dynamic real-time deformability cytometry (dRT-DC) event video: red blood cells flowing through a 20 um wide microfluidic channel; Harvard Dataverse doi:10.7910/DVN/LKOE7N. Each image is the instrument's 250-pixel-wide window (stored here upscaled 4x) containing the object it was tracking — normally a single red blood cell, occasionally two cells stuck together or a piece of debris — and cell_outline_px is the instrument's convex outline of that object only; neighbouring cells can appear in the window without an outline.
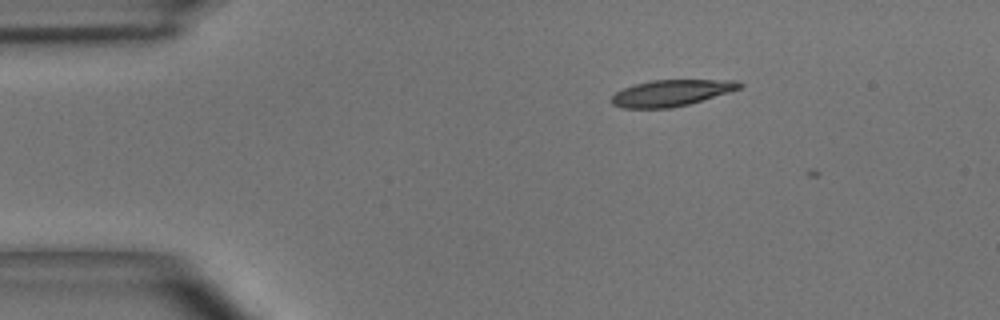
{"species": "common noctule bat (a hibernating species)", "species_latin": "Nyctalus noctula", "temperature_condition": "room temperature", "stored_images_in_passage": 3, "camera_frame_rate_fps": 3000, "um_per_image_px": 0.085, "animal": {"sex": "male", "body_mass_g": 15.6}, "frame": {"image": 1, "passage_image": 1, "time_ms": 0.0, "image_size_px": [1000, 320], "cell_outline_px": [[744, 84], [740, 88], [728, 92], [688, 104], [672, 108], [624, 108], [612, 104], [612, 96], [616, 92], [624, 88], [636, 84], [652, 80], [736, 80]], "centroid_in_image_um": [57.06, 7.9], "position_along_channel_um": 27.9, "area_um2": 19.36}}